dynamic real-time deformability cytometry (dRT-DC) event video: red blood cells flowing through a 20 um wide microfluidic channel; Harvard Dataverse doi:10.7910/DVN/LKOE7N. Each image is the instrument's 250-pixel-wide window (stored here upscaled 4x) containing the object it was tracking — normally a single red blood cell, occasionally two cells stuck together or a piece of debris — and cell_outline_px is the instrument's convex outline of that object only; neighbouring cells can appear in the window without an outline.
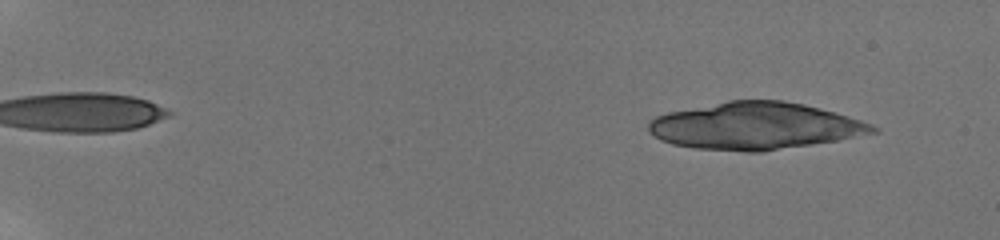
{"species": "human", "species_latin": "Homo sapiens", "temperature_condition": "room temperature", "stored_images_in_passage": 55, "segment_of_instrument_passage": [1, 2], "camera_frame_rate_fps": 3000, "um_per_image_px": 0.085, "donor": {"sex": "male"}, "frame": {"image": 1, "passage_image": 5, "time_ms": 1.333, "image_size_px": [1000, 240], "cell_outline_px": [[880, 132], [836, 140], [764, 152], [744, 152], [696, 148], [672, 144], [660, 140], [648, 132], [648, 120], [656, 116], [668, 112], [728, 100], [784, 100], [804, 104], [820, 108], [848, 116], [872, 124], [880, 128]], "centroid_in_image_um": [64.17, 10.71], "position_along_channel_um": 20.8, "area_um2": 61.73}}